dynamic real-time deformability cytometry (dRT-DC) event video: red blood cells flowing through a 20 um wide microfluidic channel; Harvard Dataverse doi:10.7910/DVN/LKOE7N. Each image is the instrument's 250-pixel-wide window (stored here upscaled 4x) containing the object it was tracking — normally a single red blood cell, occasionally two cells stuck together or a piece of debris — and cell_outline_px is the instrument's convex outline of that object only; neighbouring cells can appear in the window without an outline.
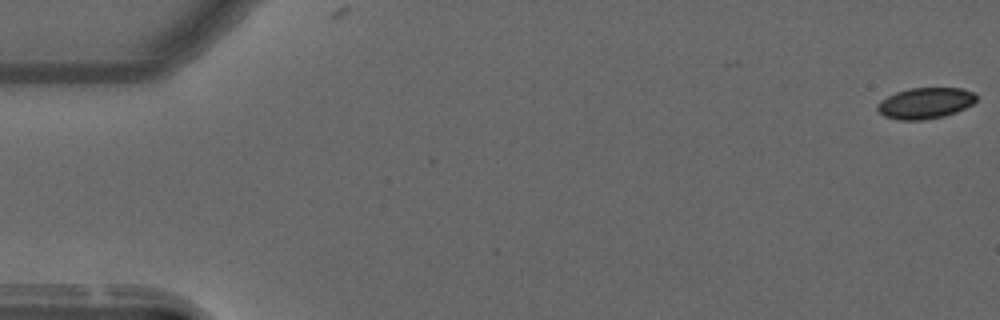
{"species": "common noctule bat (a hibernating species)", "species_latin": "Nyctalus noctula", "temperature_condition": "warm", "stored_images_in_passage": 9, "camera_frame_rate_fps": 3000, "um_per_image_px": 0.085, "animal": {"sex": "male", "forearm_length_mm": 52.5}, "frame": {"image": 1, "passage_image": 1, "time_ms": 0.0, "image_size_px": [1000, 320], "cell_outline_px": [[976, 100], [972, 104], [956, 112], [944, 116], [924, 120], [900, 120], [884, 116], [876, 108], [876, 104], [880, 100], [896, 92], [908, 88], [960, 88], [972, 92], [976, 96]], "centroid_in_image_um": [78.61, 8.77], "position_along_channel_um": 6.4, "area_um2": 17.86}}